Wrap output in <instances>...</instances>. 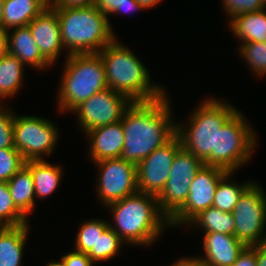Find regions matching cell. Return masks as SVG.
I'll return each mask as SVG.
<instances>
[{
	"instance_id": "obj_1",
	"label": "cell",
	"mask_w": 266,
	"mask_h": 266,
	"mask_svg": "<svg viewBox=\"0 0 266 266\" xmlns=\"http://www.w3.org/2000/svg\"><path fill=\"white\" fill-rule=\"evenodd\" d=\"M168 91L148 102H132L121 123L124 147L121 158L135 165L163 146L176 134V120ZM170 98V99H169Z\"/></svg>"
},
{
	"instance_id": "obj_36",
	"label": "cell",
	"mask_w": 266,
	"mask_h": 266,
	"mask_svg": "<svg viewBox=\"0 0 266 266\" xmlns=\"http://www.w3.org/2000/svg\"><path fill=\"white\" fill-rule=\"evenodd\" d=\"M232 266H257L256 246L245 247Z\"/></svg>"
},
{
	"instance_id": "obj_39",
	"label": "cell",
	"mask_w": 266,
	"mask_h": 266,
	"mask_svg": "<svg viewBox=\"0 0 266 266\" xmlns=\"http://www.w3.org/2000/svg\"><path fill=\"white\" fill-rule=\"evenodd\" d=\"M257 266H266V244L256 245Z\"/></svg>"
},
{
	"instance_id": "obj_41",
	"label": "cell",
	"mask_w": 266,
	"mask_h": 266,
	"mask_svg": "<svg viewBox=\"0 0 266 266\" xmlns=\"http://www.w3.org/2000/svg\"><path fill=\"white\" fill-rule=\"evenodd\" d=\"M145 10L154 9L157 5L164 0H136Z\"/></svg>"
},
{
	"instance_id": "obj_23",
	"label": "cell",
	"mask_w": 266,
	"mask_h": 266,
	"mask_svg": "<svg viewBox=\"0 0 266 266\" xmlns=\"http://www.w3.org/2000/svg\"><path fill=\"white\" fill-rule=\"evenodd\" d=\"M48 5L49 0H4L5 30L28 26Z\"/></svg>"
},
{
	"instance_id": "obj_11",
	"label": "cell",
	"mask_w": 266,
	"mask_h": 266,
	"mask_svg": "<svg viewBox=\"0 0 266 266\" xmlns=\"http://www.w3.org/2000/svg\"><path fill=\"white\" fill-rule=\"evenodd\" d=\"M204 163L183 147L176 153L166 185L157 196L160 211L170 219L186 202L189 187Z\"/></svg>"
},
{
	"instance_id": "obj_6",
	"label": "cell",
	"mask_w": 266,
	"mask_h": 266,
	"mask_svg": "<svg viewBox=\"0 0 266 266\" xmlns=\"http://www.w3.org/2000/svg\"><path fill=\"white\" fill-rule=\"evenodd\" d=\"M62 69L56 93L58 113H71L91 96L108 88L105 66L98 53L70 54Z\"/></svg>"
},
{
	"instance_id": "obj_37",
	"label": "cell",
	"mask_w": 266,
	"mask_h": 266,
	"mask_svg": "<svg viewBox=\"0 0 266 266\" xmlns=\"http://www.w3.org/2000/svg\"><path fill=\"white\" fill-rule=\"evenodd\" d=\"M95 0H49L54 8H77L94 5Z\"/></svg>"
},
{
	"instance_id": "obj_20",
	"label": "cell",
	"mask_w": 266,
	"mask_h": 266,
	"mask_svg": "<svg viewBox=\"0 0 266 266\" xmlns=\"http://www.w3.org/2000/svg\"><path fill=\"white\" fill-rule=\"evenodd\" d=\"M59 164H50L46 159L25 161L33 176L36 201L53 196L60 187L65 173L62 164Z\"/></svg>"
},
{
	"instance_id": "obj_31",
	"label": "cell",
	"mask_w": 266,
	"mask_h": 266,
	"mask_svg": "<svg viewBox=\"0 0 266 266\" xmlns=\"http://www.w3.org/2000/svg\"><path fill=\"white\" fill-rule=\"evenodd\" d=\"M25 165L15 148L0 149V182H8Z\"/></svg>"
},
{
	"instance_id": "obj_25",
	"label": "cell",
	"mask_w": 266,
	"mask_h": 266,
	"mask_svg": "<svg viewBox=\"0 0 266 266\" xmlns=\"http://www.w3.org/2000/svg\"><path fill=\"white\" fill-rule=\"evenodd\" d=\"M193 230L196 228L197 233L200 230L204 233L219 232L227 235H234L235 221L232 213L223 212L218 208L209 207L196 215L186 227Z\"/></svg>"
},
{
	"instance_id": "obj_43",
	"label": "cell",
	"mask_w": 266,
	"mask_h": 266,
	"mask_svg": "<svg viewBox=\"0 0 266 266\" xmlns=\"http://www.w3.org/2000/svg\"><path fill=\"white\" fill-rule=\"evenodd\" d=\"M46 266H64L61 261L58 259L55 261V259L52 261H48Z\"/></svg>"
},
{
	"instance_id": "obj_10",
	"label": "cell",
	"mask_w": 266,
	"mask_h": 266,
	"mask_svg": "<svg viewBox=\"0 0 266 266\" xmlns=\"http://www.w3.org/2000/svg\"><path fill=\"white\" fill-rule=\"evenodd\" d=\"M97 203L102 207L138 192L136 165L122 158L94 162Z\"/></svg>"
},
{
	"instance_id": "obj_27",
	"label": "cell",
	"mask_w": 266,
	"mask_h": 266,
	"mask_svg": "<svg viewBox=\"0 0 266 266\" xmlns=\"http://www.w3.org/2000/svg\"><path fill=\"white\" fill-rule=\"evenodd\" d=\"M109 226V222L104 219H85L78 229L73 242V249L87 254L89 251H96V241L103 231Z\"/></svg>"
},
{
	"instance_id": "obj_16",
	"label": "cell",
	"mask_w": 266,
	"mask_h": 266,
	"mask_svg": "<svg viewBox=\"0 0 266 266\" xmlns=\"http://www.w3.org/2000/svg\"><path fill=\"white\" fill-rule=\"evenodd\" d=\"M87 137V138H86ZM88 142V157L98 162L121 158L124 147V132L121 121L89 130L85 135Z\"/></svg>"
},
{
	"instance_id": "obj_15",
	"label": "cell",
	"mask_w": 266,
	"mask_h": 266,
	"mask_svg": "<svg viewBox=\"0 0 266 266\" xmlns=\"http://www.w3.org/2000/svg\"><path fill=\"white\" fill-rule=\"evenodd\" d=\"M28 26L41 54L54 66L65 51L56 9L49 4Z\"/></svg>"
},
{
	"instance_id": "obj_5",
	"label": "cell",
	"mask_w": 266,
	"mask_h": 266,
	"mask_svg": "<svg viewBox=\"0 0 266 266\" xmlns=\"http://www.w3.org/2000/svg\"><path fill=\"white\" fill-rule=\"evenodd\" d=\"M55 9L65 58L70 54L99 53L117 38L111 20L94 5Z\"/></svg>"
},
{
	"instance_id": "obj_7",
	"label": "cell",
	"mask_w": 266,
	"mask_h": 266,
	"mask_svg": "<svg viewBox=\"0 0 266 266\" xmlns=\"http://www.w3.org/2000/svg\"><path fill=\"white\" fill-rule=\"evenodd\" d=\"M256 133L247 117L238 110L217 131V167L236 173L248 164L258 146Z\"/></svg>"
},
{
	"instance_id": "obj_30",
	"label": "cell",
	"mask_w": 266,
	"mask_h": 266,
	"mask_svg": "<svg viewBox=\"0 0 266 266\" xmlns=\"http://www.w3.org/2000/svg\"><path fill=\"white\" fill-rule=\"evenodd\" d=\"M15 206L7 182H0V227L30 223Z\"/></svg>"
},
{
	"instance_id": "obj_17",
	"label": "cell",
	"mask_w": 266,
	"mask_h": 266,
	"mask_svg": "<svg viewBox=\"0 0 266 266\" xmlns=\"http://www.w3.org/2000/svg\"><path fill=\"white\" fill-rule=\"evenodd\" d=\"M202 251L198 257L207 266H232L246 247L234 235L219 232L203 233Z\"/></svg>"
},
{
	"instance_id": "obj_8",
	"label": "cell",
	"mask_w": 266,
	"mask_h": 266,
	"mask_svg": "<svg viewBox=\"0 0 266 266\" xmlns=\"http://www.w3.org/2000/svg\"><path fill=\"white\" fill-rule=\"evenodd\" d=\"M59 127L50 118L38 115L14 116V147L25 161L45 160L55 153L61 138Z\"/></svg>"
},
{
	"instance_id": "obj_4",
	"label": "cell",
	"mask_w": 266,
	"mask_h": 266,
	"mask_svg": "<svg viewBox=\"0 0 266 266\" xmlns=\"http://www.w3.org/2000/svg\"><path fill=\"white\" fill-rule=\"evenodd\" d=\"M195 106L186 122H176V134L186 151L194 154L204 165L217 167V131L238 108L226 99L214 96Z\"/></svg>"
},
{
	"instance_id": "obj_26",
	"label": "cell",
	"mask_w": 266,
	"mask_h": 266,
	"mask_svg": "<svg viewBox=\"0 0 266 266\" xmlns=\"http://www.w3.org/2000/svg\"><path fill=\"white\" fill-rule=\"evenodd\" d=\"M233 175L235 172H228L219 181L213 200V207L227 213L233 212L243 192L255 181L248 180L239 183L236 179H232L235 177Z\"/></svg>"
},
{
	"instance_id": "obj_35",
	"label": "cell",
	"mask_w": 266,
	"mask_h": 266,
	"mask_svg": "<svg viewBox=\"0 0 266 266\" xmlns=\"http://www.w3.org/2000/svg\"><path fill=\"white\" fill-rule=\"evenodd\" d=\"M64 266H94L96 265L87 254L73 251L67 252V254L59 258Z\"/></svg>"
},
{
	"instance_id": "obj_40",
	"label": "cell",
	"mask_w": 266,
	"mask_h": 266,
	"mask_svg": "<svg viewBox=\"0 0 266 266\" xmlns=\"http://www.w3.org/2000/svg\"><path fill=\"white\" fill-rule=\"evenodd\" d=\"M8 54V30H0V58Z\"/></svg>"
},
{
	"instance_id": "obj_3",
	"label": "cell",
	"mask_w": 266,
	"mask_h": 266,
	"mask_svg": "<svg viewBox=\"0 0 266 266\" xmlns=\"http://www.w3.org/2000/svg\"><path fill=\"white\" fill-rule=\"evenodd\" d=\"M98 54L105 66L107 87L132 102L153 101L167 92L164 85L153 83L149 69L118 37Z\"/></svg>"
},
{
	"instance_id": "obj_2",
	"label": "cell",
	"mask_w": 266,
	"mask_h": 266,
	"mask_svg": "<svg viewBox=\"0 0 266 266\" xmlns=\"http://www.w3.org/2000/svg\"><path fill=\"white\" fill-rule=\"evenodd\" d=\"M110 212L109 226L129 247H150L160 240L169 219L160 211L157 196L137 192L106 205ZM159 239V240H158Z\"/></svg>"
},
{
	"instance_id": "obj_29",
	"label": "cell",
	"mask_w": 266,
	"mask_h": 266,
	"mask_svg": "<svg viewBox=\"0 0 266 266\" xmlns=\"http://www.w3.org/2000/svg\"><path fill=\"white\" fill-rule=\"evenodd\" d=\"M238 46L236 51L244 63L248 64L250 73L257 75V79L266 77V42H249Z\"/></svg>"
},
{
	"instance_id": "obj_33",
	"label": "cell",
	"mask_w": 266,
	"mask_h": 266,
	"mask_svg": "<svg viewBox=\"0 0 266 266\" xmlns=\"http://www.w3.org/2000/svg\"><path fill=\"white\" fill-rule=\"evenodd\" d=\"M94 6L108 18L114 14L129 15L133 14L132 12L145 10L136 0H95Z\"/></svg>"
},
{
	"instance_id": "obj_22",
	"label": "cell",
	"mask_w": 266,
	"mask_h": 266,
	"mask_svg": "<svg viewBox=\"0 0 266 266\" xmlns=\"http://www.w3.org/2000/svg\"><path fill=\"white\" fill-rule=\"evenodd\" d=\"M11 198L16 208L29 220L36 208L33 176L24 165L7 182Z\"/></svg>"
},
{
	"instance_id": "obj_13",
	"label": "cell",
	"mask_w": 266,
	"mask_h": 266,
	"mask_svg": "<svg viewBox=\"0 0 266 266\" xmlns=\"http://www.w3.org/2000/svg\"><path fill=\"white\" fill-rule=\"evenodd\" d=\"M227 173L223 168L203 165L190 184L185 204L169 219L170 228H186L196 215L212 207L218 183Z\"/></svg>"
},
{
	"instance_id": "obj_34",
	"label": "cell",
	"mask_w": 266,
	"mask_h": 266,
	"mask_svg": "<svg viewBox=\"0 0 266 266\" xmlns=\"http://www.w3.org/2000/svg\"><path fill=\"white\" fill-rule=\"evenodd\" d=\"M0 105V149L15 148L14 147V116L15 111L8 102Z\"/></svg>"
},
{
	"instance_id": "obj_19",
	"label": "cell",
	"mask_w": 266,
	"mask_h": 266,
	"mask_svg": "<svg viewBox=\"0 0 266 266\" xmlns=\"http://www.w3.org/2000/svg\"><path fill=\"white\" fill-rule=\"evenodd\" d=\"M29 224L0 227V266H22Z\"/></svg>"
},
{
	"instance_id": "obj_32",
	"label": "cell",
	"mask_w": 266,
	"mask_h": 266,
	"mask_svg": "<svg viewBox=\"0 0 266 266\" xmlns=\"http://www.w3.org/2000/svg\"><path fill=\"white\" fill-rule=\"evenodd\" d=\"M222 8L226 14L227 24L235 17L260 11L266 8V0H221ZM229 20V21H228Z\"/></svg>"
},
{
	"instance_id": "obj_28",
	"label": "cell",
	"mask_w": 266,
	"mask_h": 266,
	"mask_svg": "<svg viewBox=\"0 0 266 266\" xmlns=\"http://www.w3.org/2000/svg\"><path fill=\"white\" fill-rule=\"evenodd\" d=\"M126 243L108 226L96 241V251H89L87 255L97 265L103 261L114 259Z\"/></svg>"
},
{
	"instance_id": "obj_14",
	"label": "cell",
	"mask_w": 266,
	"mask_h": 266,
	"mask_svg": "<svg viewBox=\"0 0 266 266\" xmlns=\"http://www.w3.org/2000/svg\"><path fill=\"white\" fill-rule=\"evenodd\" d=\"M182 142L175 134L163 146L155 149L136 165L138 192L158 196L164 189L176 153Z\"/></svg>"
},
{
	"instance_id": "obj_42",
	"label": "cell",
	"mask_w": 266,
	"mask_h": 266,
	"mask_svg": "<svg viewBox=\"0 0 266 266\" xmlns=\"http://www.w3.org/2000/svg\"><path fill=\"white\" fill-rule=\"evenodd\" d=\"M3 5H4V0H0V30H5L4 21H3Z\"/></svg>"
},
{
	"instance_id": "obj_18",
	"label": "cell",
	"mask_w": 266,
	"mask_h": 266,
	"mask_svg": "<svg viewBox=\"0 0 266 266\" xmlns=\"http://www.w3.org/2000/svg\"><path fill=\"white\" fill-rule=\"evenodd\" d=\"M8 54L17 57L25 66L47 71L52 64L41 54L29 26L8 30Z\"/></svg>"
},
{
	"instance_id": "obj_9",
	"label": "cell",
	"mask_w": 266,
	"mask_h": 266,
	"mask_svg": "<svg viewBox=\"0 0 266 266\" xmlns=\"http://www.w3.org/2000/svg\"><path fill=\"white\" fill-rule=\"evenodd\" d=\"M254 181L242 194L232 212L234 236L246 247L265 244L266 192Z\"/></svg>"
},
{
	"instance_id": "obj_24",
	"label": "cell",
	"mask_w": 266,
	"mask_h": 266,
	"mask_svg": "<svg viewBox=\"0 0 266 266\" xmlns=\"http://www.w3.org/2000/svg\"><path fill=\"white\" fill-rule=\"evenodd\" d=\"M25 66L17 57L7 54L0 58V105L18 96L24 86Z\"/></svg>"
},
{
	"instance_id": "obj_38",
	"label": "cell",
	"mask_w": 266,
	"mask_h": 266,
	"mask_svg": "<svg viewBox=\"0 0 266 266\" xmlns=\"http://www.w3.org/2000/svg\"><path fill=\"white\" fill-rule=\"evenodd\" d=\"M168 266H207L198 256H182Z\"/></svg>"
},
{
	"instance_id": "obj_12",
	"label": "cell",
	"mask_w": 266,
	"mask_h": 266,
	"mask_svg": "<svg viewBox=\"0 0 266 266\" xmlns=\"http://www.w3.org/2000/svg\"><path fill=\"white\" fill-rule=\"evenodd\" d=\"M131 104L127 96L108 87L81 103L70 114L76 115L79 130L85 135L94 128L121 121Z\"/></svg>"
},
{
	"instance_id": "obj_21",
	"label": "cell",
	"mask_w": 266,
	"mask_h": 266,
	"mask_svg": "<svg viewBox=\"0 0 266 266\" xmlns=\"http://www.w3.org/2000/svg\"><path fill=\"white\" fill-rule=\"evenodd\" d=\"M228 27L237 44L266 42V8L237 16Z\"/></svg>"
}]
</instances>
